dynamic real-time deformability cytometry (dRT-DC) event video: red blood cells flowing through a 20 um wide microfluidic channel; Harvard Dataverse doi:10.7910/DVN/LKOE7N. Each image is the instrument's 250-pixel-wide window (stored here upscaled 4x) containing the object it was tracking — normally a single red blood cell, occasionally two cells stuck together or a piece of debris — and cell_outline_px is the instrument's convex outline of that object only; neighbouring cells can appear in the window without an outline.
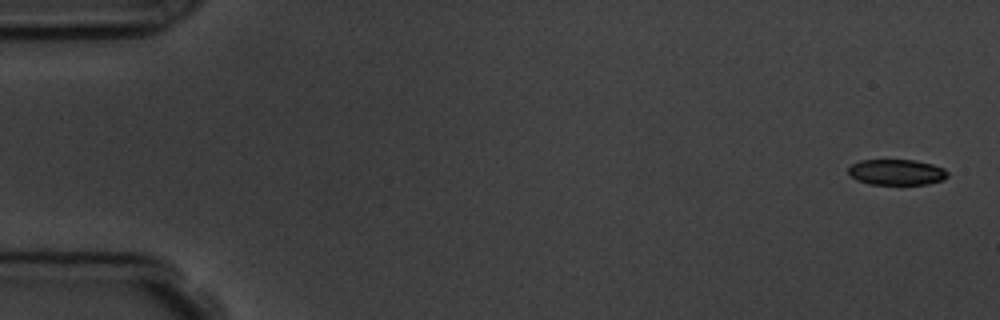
{"species": "common noctule bat (a hibernating species)", "species_latin": "Nyctalus noctula", "temperature_condition": "room temperature", "stored_images_in_passage": 5, "camera_frame_rate_fps": 3000, "um_per_image_px": 0.085, "animal": {"sex": "male", "body_mass_g": 19.5, "forearm_length_mm": 54.6}, "frame": {"image": 1, "passage_image": 1, "time_ms": 0.0, "image_size_px": [1000, 320], "cell_outline_px": [[948, 176], [944, 180], [928, 184], [868, 184], [856, 180], [848, 172], [848, 168], [852, 164], [860, 160], [916, 160], [932, 164], [944, 168], [948, 172]], "centroid_in_image_um": [76.23, 14.63], "position_along_channel_um": 8.8, "area_um2": 14.97}}